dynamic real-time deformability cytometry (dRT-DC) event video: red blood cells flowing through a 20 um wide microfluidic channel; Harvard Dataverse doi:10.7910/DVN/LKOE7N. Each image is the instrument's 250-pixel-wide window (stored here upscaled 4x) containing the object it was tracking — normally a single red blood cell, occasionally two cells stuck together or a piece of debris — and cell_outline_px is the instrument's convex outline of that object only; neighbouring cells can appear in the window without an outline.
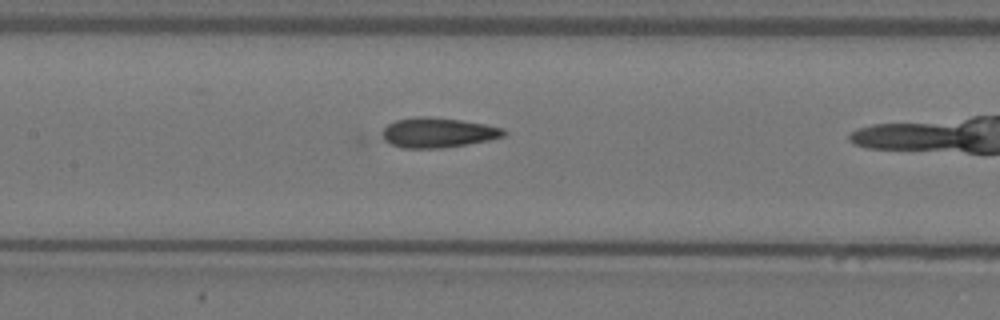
{"species": "Egyptian fruit bat (a non-hibernating species)", "species_latin": "Rousettus aegyptiacus", "temperature_condition": "warm", "stored_images_in_passage": 9, "camera_frame_rate_fps": 3000, "um_per_image_px": 0.085, "animal": {"sex": "female"}, "frame": {"image": 1, "passage_image": 8, "time_ms": 2.333, "image_size_px": [1000, 320], "cell_outline_px": [[508, 132], [504, 136], [488, 140], [468, 144], [444, 148], [404, 148], [392, 144], [384, 140], [384, 128], [388, 124], [396, 120], [416, 116], [428, 116], [460, 120], [484, 124], [504, 128]], "centroid_in_image_um": [37.25, 11.27], "position_along_channel_um": 170.1, "area_um2": 21.1}}